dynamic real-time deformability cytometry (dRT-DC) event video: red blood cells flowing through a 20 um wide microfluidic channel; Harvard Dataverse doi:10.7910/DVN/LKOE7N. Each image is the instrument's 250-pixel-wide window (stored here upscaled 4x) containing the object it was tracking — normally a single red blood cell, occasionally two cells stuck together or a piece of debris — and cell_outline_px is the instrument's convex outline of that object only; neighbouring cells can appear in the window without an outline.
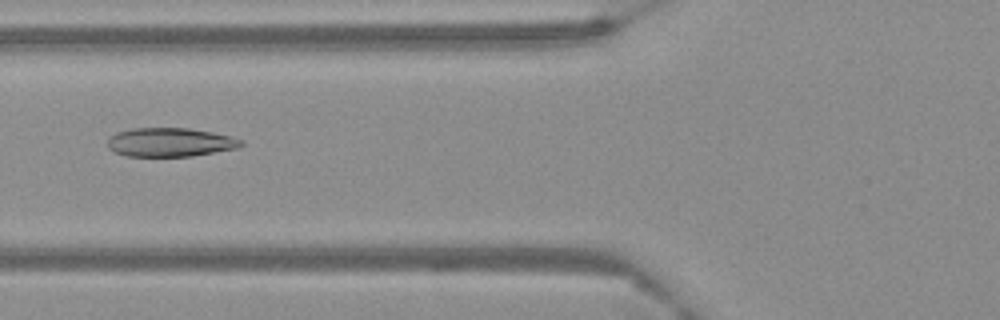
{"species": "Egyptian fruit bat (a non-hibernating species)", "species_latin": "Rousettus aegyptiacus", "temperature_condition": "warm", "stored_images_in_passage": 57, "camera_frame_rate_fps": 3000, "um_per_image_px": 0.085, "frame": {"image": 1, "passage_image": 22, "time_ms": 7.0, "image_size_px": [1000, 320], "cell_outline_px": [[244, 144], [240, 148], [192, 156], [128, 156], [116, 152], [108, 148], [108, 140], [116, 132], [132, 128], [188, 128], [212, 132], [232, 136], [244, 140]], "centroid_in_image_um": [14.52, 12.09], "position_along_channel_um": 111.3, "area_um2": 22.54}}
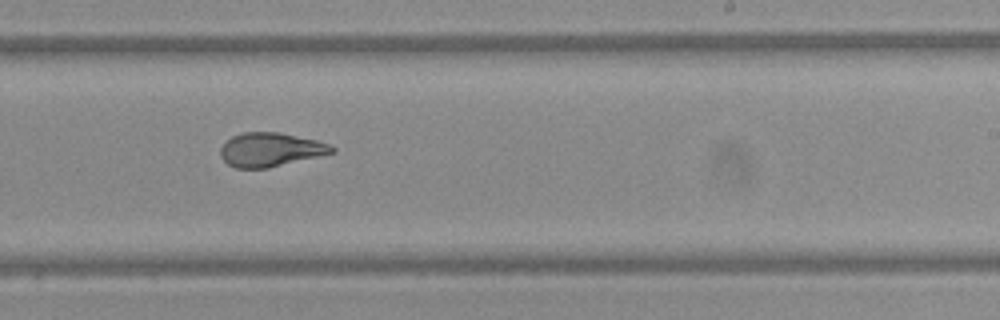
{"frame": {"image": 2, "passage_image": 36, "time_ms": 11.667, "image_size_px": [1000, 320], "cell_outline_px": [[336, 152], [268, 168], [236, 168], [228, 164], [220, 156], [220, 148], [232, 136], [244, 132], [280, 132], [316, 140], [332, 144], [336, 148]], "centroid_in_image_um": [23.02, 12.72], "position_along_channel_um": 266.0, "area_um2": 22.02}}
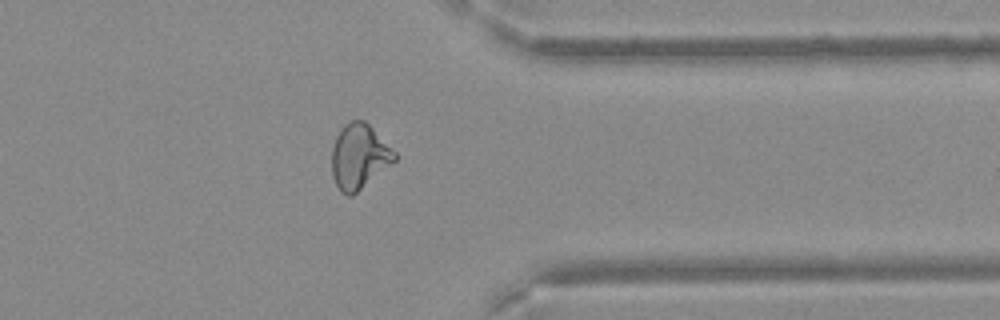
{"frame": {"image": 3, "passage_image": 47, "time_ms": 15.333, "image_size_px": [1000, 320], "cell_outline_px": [[396, 160], [352, 196], [348, 196], [340, 192], [332, 176], [332, 148], [336, 136], [340, 128], [348, 120], [364, 120], [396, 152]], "centroid_in_image_um": [30.5, 13.3], "position_along_channel_um": 380.9, "area_um2": 23.7}}